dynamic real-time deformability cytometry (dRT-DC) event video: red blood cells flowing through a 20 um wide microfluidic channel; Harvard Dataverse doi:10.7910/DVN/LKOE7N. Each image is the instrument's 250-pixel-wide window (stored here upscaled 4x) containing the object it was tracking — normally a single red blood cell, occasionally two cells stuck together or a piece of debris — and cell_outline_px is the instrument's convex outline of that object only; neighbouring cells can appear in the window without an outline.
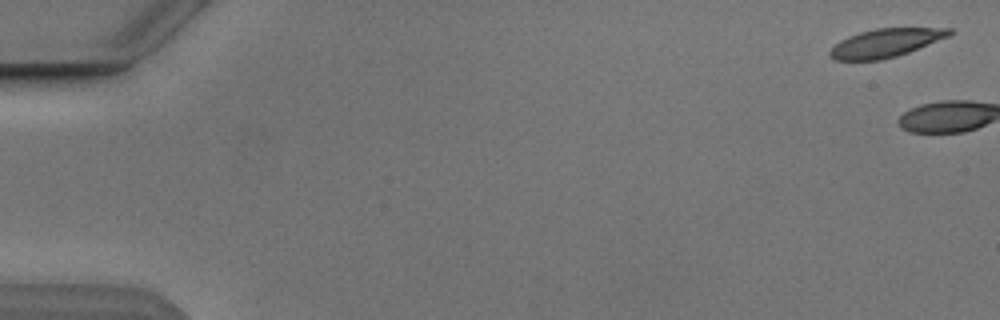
{"species": "Egyptian fruit bat (a non-hibernating species)", "species_latin": "Rousettus aegyptiacus", "temperature_condition": "cold", "stored_images_in_passage": 6, "camera_frame_rate_fps": 3000, "um_per_image_px": 0.085, "animal": {"sex": "male"}, "frame": {"image": 1, "passage_image": 1, "time_ms": 0.0, "image_size_px": [1000, 320], "cell_outline_px": [[952, 32], [948, 36], [908, 52], [896, 56], [880, 60], [836, 60], [828, 56], [828, 52], [840, 40], [848, 36], [860, 32], [876, 28], [952, 28]], "centroid_in_image_um": [75.23, 3.65], "position_along_channel_um": 9.8, "area_um2": 19.54}}